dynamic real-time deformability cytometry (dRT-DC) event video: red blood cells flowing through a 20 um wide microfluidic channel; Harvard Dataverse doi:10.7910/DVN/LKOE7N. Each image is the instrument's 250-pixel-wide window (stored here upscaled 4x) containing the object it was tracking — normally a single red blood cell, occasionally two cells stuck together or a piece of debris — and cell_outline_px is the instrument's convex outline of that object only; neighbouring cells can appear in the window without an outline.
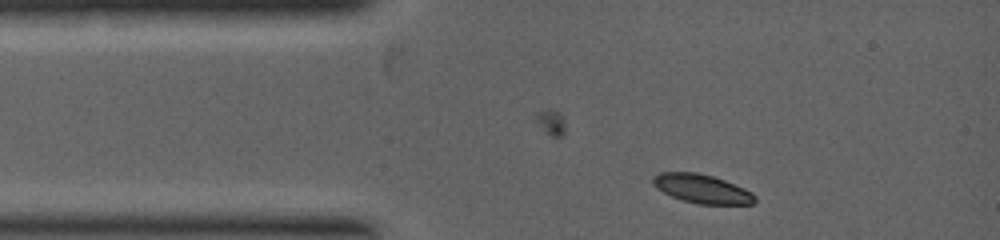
{"species": "common noctule bat (a hibernating species)", "species_latin": "Nyctalus noctula", "temperature_condition": "warm", "stored_images_in_passage": 4, "camera_frame_rate_fps": 5000, "um_per_image_px": 0.085, "animal": {"sex": "female", "body_mass_g": 19.0, "forearm_length_mm": 53.3}, "frame": {"image": 1, "passage_image": 1, "time_ms": 0.0, "image_size_px": [1000, 240], "cell_outline_px": [[756, 200], [752, 204], [696, 204], [680, 200], [656, 188], [652, 184], [652, 176], [660, 172], [696, 172], [712, 176], [724, 180], [744, 188], [752, 192], [756, 196]], "centroid_in_image_um": [59.64, 16.05], "position_along_channel_um": 25.4, "area_um2": 17.22}}
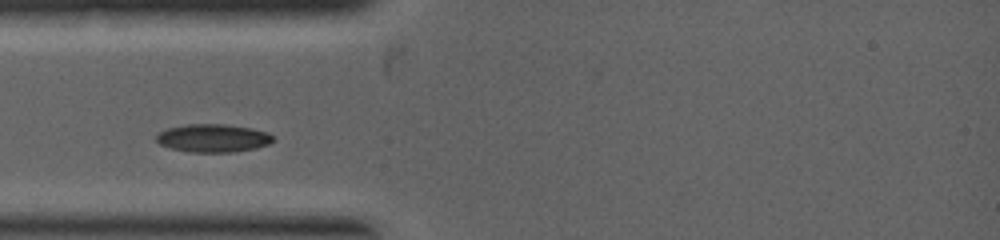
{"frame": {"image": 2, "passage_image": 3, "time_ms": 1.0, "image_size_px": [1000, 240], "cell_outline_px": [[272, 140], [268, 144], [252, 148], [232, 152], [188, 152], [172, 148], [160, 144], [156, 140], [156, 136], [160, 132], [168, 128], [184, 124], [224, 124], [252, 128], [268, 132], [272, 136]], "centroid_in_image_um": [18.08, 11.73], "position_along_channel_um": 66.9, "area_um2": 18.9}}